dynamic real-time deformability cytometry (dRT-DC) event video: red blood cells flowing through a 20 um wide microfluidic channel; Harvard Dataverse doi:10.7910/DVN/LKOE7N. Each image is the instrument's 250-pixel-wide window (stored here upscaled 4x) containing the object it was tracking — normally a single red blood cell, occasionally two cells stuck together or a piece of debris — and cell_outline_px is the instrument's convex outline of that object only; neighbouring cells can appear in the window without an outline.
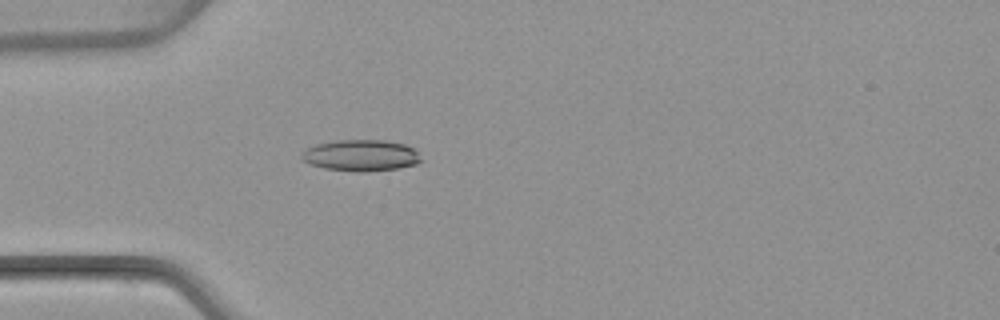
{"species": "common noctule bat (a hibernating species)", "species_latin": "Nyctalus noctula", "temperature_condition": "warm", "stored_images_in_passage": 3, "camera_frame_rate_fps": 3000, "um_per_image_px": 0.085, "animal": {"sex": "female", "body_mass_g": 22.7, "forearm_length_mm": 54.2}, "frame": {"image": 1, "passage_image": 3, "time_ms": 3.0, "image_size_px": [1000, 320], "cell_outline_px": [[424, 160], [416, 164], [396, 168], [368, 172], [356, 172], [324, 168], [308, 164], [300, 160], [300, 156], [304, 148], [316, 144], [336, 140], [384, 140], [404, 144], [412, 148]], "centroid_in_image_um": [30.62, 13.21], "position_along_channel_um": 54.4, "area_um2": 22.08}}